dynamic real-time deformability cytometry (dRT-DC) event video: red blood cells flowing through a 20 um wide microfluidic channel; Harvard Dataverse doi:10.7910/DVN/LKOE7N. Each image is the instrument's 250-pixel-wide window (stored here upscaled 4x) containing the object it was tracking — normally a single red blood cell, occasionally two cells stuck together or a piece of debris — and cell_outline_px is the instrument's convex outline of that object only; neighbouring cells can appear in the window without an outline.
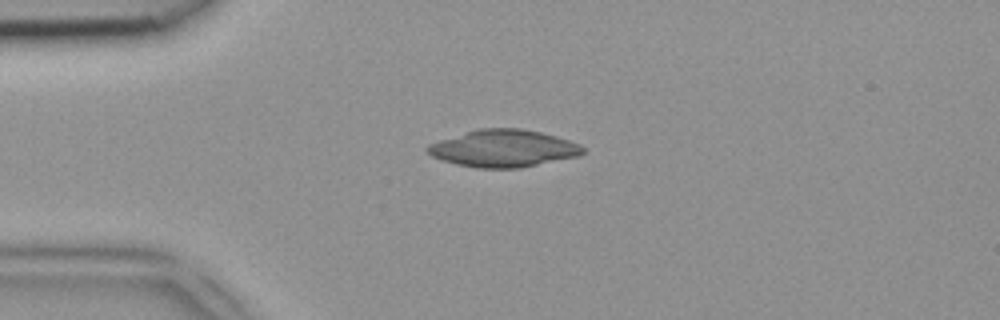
{"species": "common noctule bat (a hibernating species)", "species_latin": "Nyctalus noctula", "temperature_condition": "room temperature", "stored_images_in_passage": 36, "camera_frame_rate_fps": 3000, "um_per_image_px": 0.085, "animal": {"sex": "female", "body_mass_g": 18.4}, "frame": {"image": 1, "passage_image": 1, "time_ms": 0.0, "image_size_px": [1000, 320], "cell_outline_px": [[584, 152], [580, 156], [520, 168], [476, 168], [456, 164], [440, 160], [432, 156], [424, 148], [428, 144], [440, 140], [480, 128], [520, 128], [540, 132], [556, 136], [580, 144], [584, 148]], "centroid_in_image_um": [42.79, 12.62], "position_along_channel_um": 42.2, "area_um2": 33.7}}
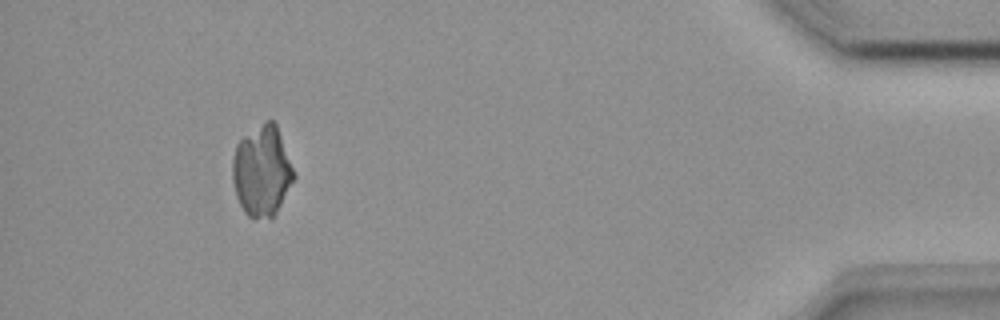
{"frame": {"image": 2, "passage_image": 33, "time_ms": 10.667, "image_size_px": [1000, 320], "cell_outline_px": [[296, 176], [272, 220], [248, 216], [244, 212], [236, 196], [232, 180], [232, 160], [236, 144], [244, 136], [264, 120], [272, 120], [276, 124]], "centroid_in_image_um": [22.25, 14.55], "position_along_channel_um": 412.9, "area_um2": 32.43}}